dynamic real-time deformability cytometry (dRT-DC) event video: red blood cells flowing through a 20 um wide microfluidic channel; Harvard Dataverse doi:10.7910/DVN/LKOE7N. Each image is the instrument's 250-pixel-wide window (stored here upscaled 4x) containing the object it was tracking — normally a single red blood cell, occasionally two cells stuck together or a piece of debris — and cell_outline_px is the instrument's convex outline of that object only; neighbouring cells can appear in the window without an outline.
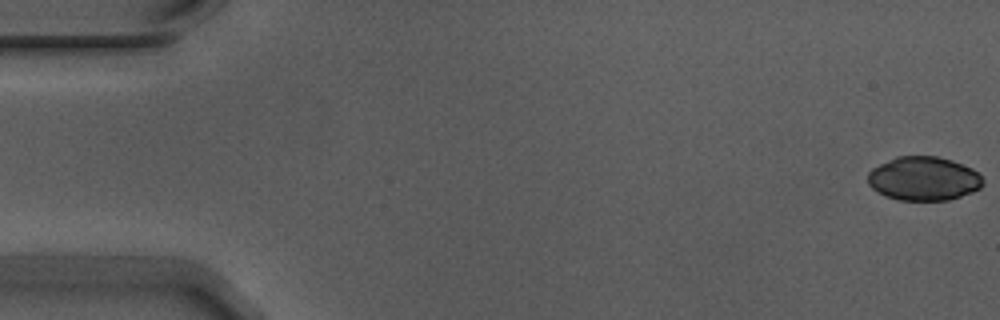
{"species": "Egyptian fruit bat (a non-hibernating species)", "species_latin": "Rousettus aegyptiacus", "temperature_condition": "warm", "stored_images_in_passage": 56, "camera_frame_rate_fps": 3000, "um_per_image_px": 0.085, "animal": {"sex": "male"}, "frame": {"image": 1, "passage_image": 1, "time_ms": 0.0, "image_size_px": [1000, 320], "cell_outline_px": [[984, 184], [980, 188], [972, 192], [948, 200], [900, 200], [884, 196], [872, 188], [868, 184], [868, 172], [872, 168], [896, 156], [936, 156], [952, 160], [972, 168], [984, 180]], "centroid_in_image_um": [78.5, 15.18], "position_along_channel_um": 6.5, "area_um2": 29.48}}
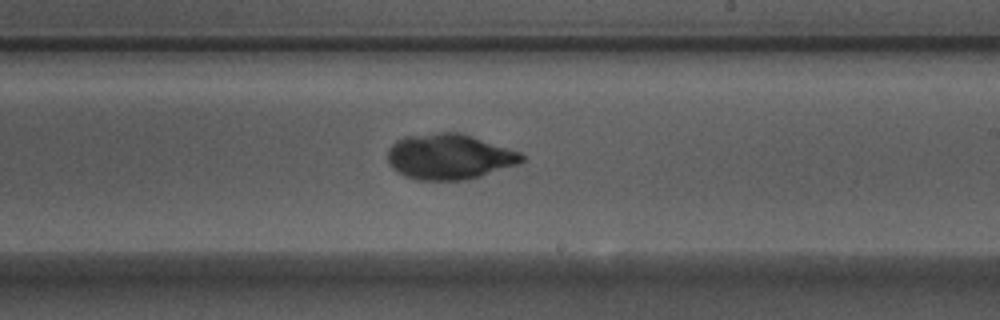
{"frame": {"image": 2, "passage_image": 33, "time_ms": 10.667, "image_size_px": [1000, 320], "cell_outline_px": [[524, 160], [516, 164], [480, 176], [464, 180], [416, 180], [404, 176], [392, 168], [388, 164], [388, 148], [396, 140], [404, 136], [440, 132], [460, 132], [520, 152], [524, 156]], "centroid_in_image_um": [38.13, 13.31], "position_along_channel_um": 250.9, "area_um2": 35.49}}
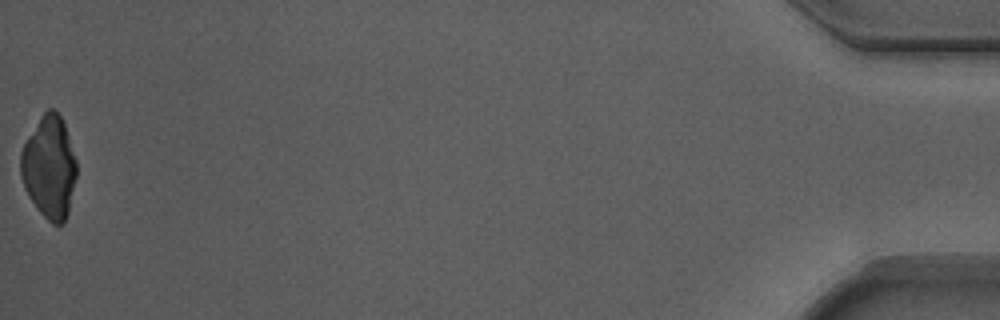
{"frame": {"image": 3, "passage_image": 56, "time_ms": 18.333, "image_size_px": [1000, 320], "cell_outline_px": [[76, 176], [68, 212], [64, 220], [60, 224], [52, 224], [36, 208], [28, 196], [24, 188], [20, 176], [20, 152], [28, 136], [40, 116], [48, 108], [52, 108], [60, 116], [64, 124], [76, 160]], "centroid_in_image_um": [4.16, 14.21], "position_along_channel_um": 431.0, "area_um2": 33.18}}